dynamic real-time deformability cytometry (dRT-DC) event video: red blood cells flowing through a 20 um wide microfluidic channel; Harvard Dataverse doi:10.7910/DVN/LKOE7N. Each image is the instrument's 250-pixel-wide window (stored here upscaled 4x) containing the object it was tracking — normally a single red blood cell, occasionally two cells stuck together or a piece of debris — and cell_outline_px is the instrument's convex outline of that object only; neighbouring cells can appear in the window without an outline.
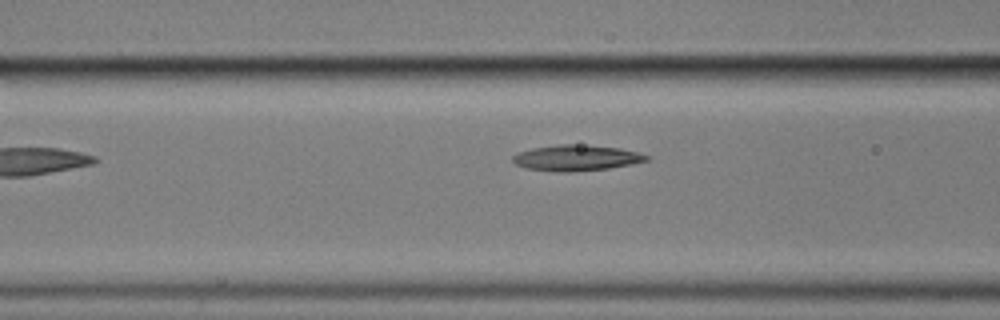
{"species": "common noctule bat (a hibernating species)", "species_latin": "Nyctalus noctula", "temperature_condition": "cold", "stored_images_in_passage": 6, "camera_frame_rate_fps": 3000, "um_per_image_px": 0.085, "animal": {"sex": "male", "body_mass_g": 17.9}, "frame": {"image": 1, "passage_image": 6, "time_ms": 6.0, "image_size_px": [1000, 320], "cell_outline_px": [[648, 160], [632, 164], [608, 168], [568, 172], [556, 172], [524, 168], [516, 164], [512, 160], [512, 156], [520, 152], [532, 148], [556, 144], [572, 144], [620, 148], [636, 152], [648, 156]], "centroid_in_image_um": [48.94, 13.42], "position_along_channel_um": 117.7, "area_um2": 19.94}}